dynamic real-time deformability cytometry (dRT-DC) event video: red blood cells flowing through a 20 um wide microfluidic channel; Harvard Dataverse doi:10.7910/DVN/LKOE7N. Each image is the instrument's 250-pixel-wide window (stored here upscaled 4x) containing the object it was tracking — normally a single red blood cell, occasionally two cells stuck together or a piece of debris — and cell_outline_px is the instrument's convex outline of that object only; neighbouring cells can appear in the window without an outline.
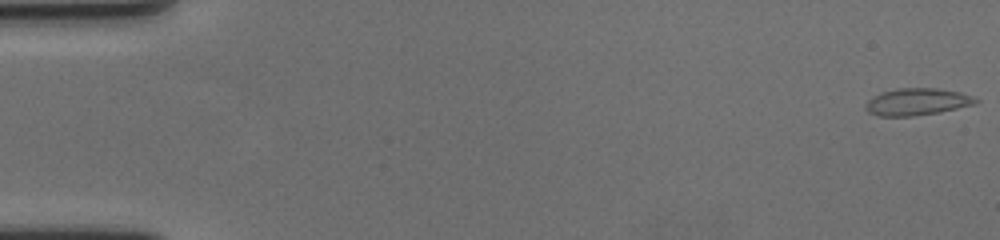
{"species": "human", "species_latin": "Homo sapiens", "temperature_condition": "cold", "stored_images_in_passage": 20, "camera_frame_rate_fps": 3000, "um_per_image_px": 0.085, "donor": {"sex": "female"}, "frame": {"image": 1, "passage_image": 1, "time_ms": 0.0, "image_size_px": [1000, 240], "cell_outline_px": [[980, 100], [976, 104], [940, 112], [912, 116], [876, 116], [868, 112], [864, 108], [864, 104], [868, 100], [880, 92], [896, 88], [940, 88], [960, 92]], "centroid_in_image_um": [77.92, 8.65], "position_along_channel_um": 7.1, "area_um2": 17.51}}
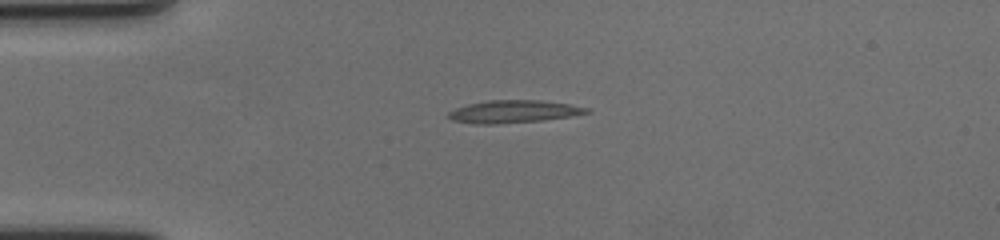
{"frame": {"image": 2, "passage_image": 16, "time_ms": 5.0, "image_size_px": [1000, 240], "cell_outline_px": [[592, 112], [568, 116], [540, 120], [496, 124], [476, 124], [452, 120], [448, 116], [448, 112], [456, 108], [468, 104], [488, 100], [540, 100], [568, 104], [592, 108]], "centroid_in_image_um": [43.66, 9.47], "position_along_channel_um": 41.3, "area_um2": 18.03}}